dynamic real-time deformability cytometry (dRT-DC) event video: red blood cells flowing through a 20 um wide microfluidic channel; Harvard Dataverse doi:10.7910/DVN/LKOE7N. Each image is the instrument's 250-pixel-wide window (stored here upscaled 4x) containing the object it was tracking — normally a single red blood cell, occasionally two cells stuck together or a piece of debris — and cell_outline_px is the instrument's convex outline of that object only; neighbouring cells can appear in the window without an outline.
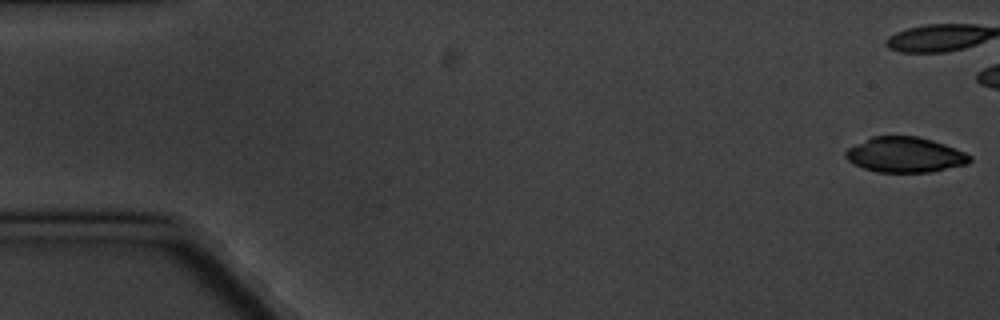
{"species": "common noctule bat (a hibernating species)", "species_latin": "Nyctalus noctula", "temperature_condition": "cold", "stored_images_in_passage": 6, "camera_frame_rate_fps": 3000, "um_per_image_px": 0.085, "animal": {"sex": "male", "body_mass_g": 20.1, "forearm_length_mm": 53.5}, "frame": {"image": 1, "passage_image": 1, "time_ms": 0.0, "image_size_px": [1000, 320], "cell_outline_px": [[972, 160], [968, 164], [932, 172], [876, 172], [852, 164], [844, 156], [844, 152], [848, 148], [872, 136], [916, 136], [932, 140], [944, 144], [964, 152], [972, 156]], "centroid_in_image_um": [76.92, 13.16], "position_along_channel_um": 8.1, "area_um2": 25.61}}